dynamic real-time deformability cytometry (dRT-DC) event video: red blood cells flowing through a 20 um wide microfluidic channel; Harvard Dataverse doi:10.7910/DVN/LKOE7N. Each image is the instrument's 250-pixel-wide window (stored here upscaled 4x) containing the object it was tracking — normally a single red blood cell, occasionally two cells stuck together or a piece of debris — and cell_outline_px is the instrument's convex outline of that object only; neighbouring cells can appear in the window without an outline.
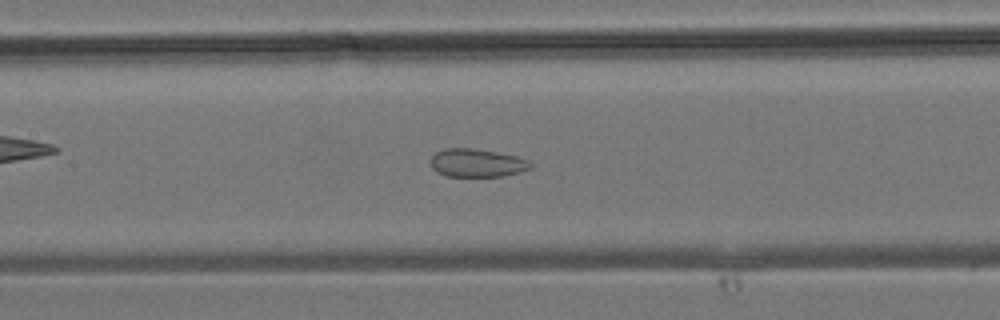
{"species": "common noctule bat (a hibernating species)", "species_latin": "Nyctalus noctula", "temperature_condition": "room temperature", "stored_images_in_passage": 25, "camera_frame_rate_fps": 3000, "um_per_image_px": 0.085, "animal": {"sex": "male", "body_mass_g": 19.2, "forearm_length_mm": 51.8}, "frame": {"image": 1, "passage_image": 7, "time_ms": 2.0, "image_size_px": [1000, 320], "cell_outline_px": [[532, 168], [504, 176], [448, 176], [436, 172], [432, 168], [428, 160], [436, 152], [444, 148], [472, 148], [496, 152], [516, 156], [528, 160], [532, 164]], "centroid_in_image_um": [40.5, 13.84], "position_along_channel_um": 166.9, "area_um2": 16.47}}
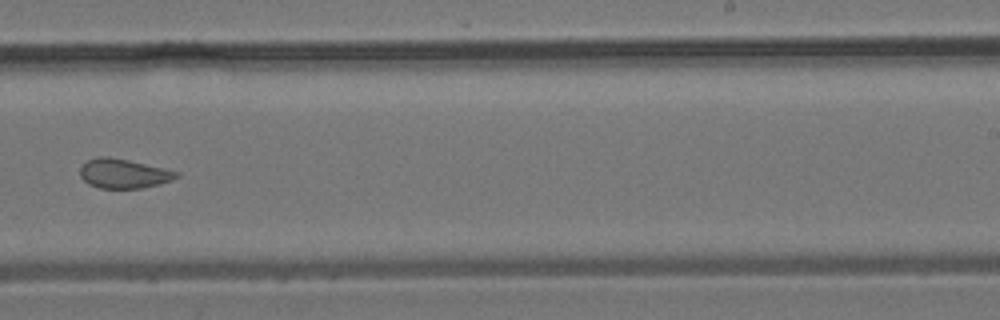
{"frame": {"image": 2, "passage_image": 13, "time_ms": 4.0, "image_size_px": [1000, 320], "cell_outline_px": [[180, 176], [172, 180], [160, 184], [140, 188], [100, 188], [88, 184], [80, 176], [80, 168], [88, 160], [96, 156], [108, 156], [128, 160], [180, 172]], "centroid_in_image_um": [10.51, 14.75], "position_along_channel_um": 278.5, "area_um2": 16.47}}
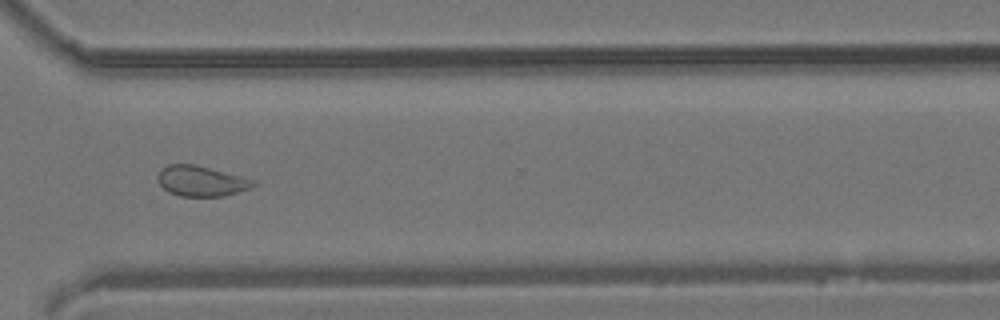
{"frame": {"image": 3, "passage_image": 17, "time_ms": 5.333, "image_size_px": [1000, 320], "cell_outline_px": [[256, 184], [248, 188], [224, 196], [180, 196], [168, 192], [156, 180], [156, 176], [160, 168], [168, 164], [196, 164], [256, 180]], "centroid_in_image_um": [17.04, 15.37], "position_along_channel_um": 353.6, "area_um2": 16.99}}